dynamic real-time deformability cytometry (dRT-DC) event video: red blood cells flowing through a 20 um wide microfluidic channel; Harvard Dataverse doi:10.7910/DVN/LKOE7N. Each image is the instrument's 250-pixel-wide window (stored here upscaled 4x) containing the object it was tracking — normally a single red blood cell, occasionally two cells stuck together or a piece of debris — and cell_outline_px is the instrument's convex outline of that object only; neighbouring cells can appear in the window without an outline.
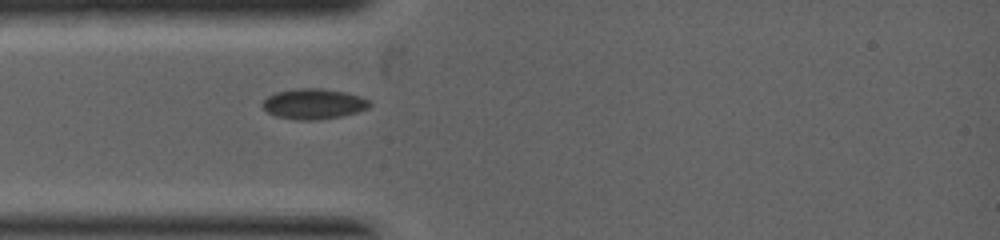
{"species": "common noctule bat (a hibernating species)", "species_latin": "Nyctalus noctula", "temperature_condition": "warm", "stored_images_in_passage": 1, "camera_frame_rate_fps": 5000, "um_per_image_px": 0.085, "animal": {"sex": "female", "body_mass_g": 19.0, "forearm_length_mm": 53.3}, "frame": {"image": 1, "passage_image": 1, "time_ms": 0.0, "image_size_px": [1000, 240], "cell_outline_px": [[372, 104], [368, 108], [356, 112], [340, 116], [316, 120], [296, 120], [276, 116], [268, 112], [260, 104], [268, 96], [276, 92], [296, 88], [320, 88], [344, 92], [360, 96], [368, 100]], "centroid_in_image_um": [26.64, 8.83], "position_along_channel_um": 58.4, "area_um2": 18.9}}